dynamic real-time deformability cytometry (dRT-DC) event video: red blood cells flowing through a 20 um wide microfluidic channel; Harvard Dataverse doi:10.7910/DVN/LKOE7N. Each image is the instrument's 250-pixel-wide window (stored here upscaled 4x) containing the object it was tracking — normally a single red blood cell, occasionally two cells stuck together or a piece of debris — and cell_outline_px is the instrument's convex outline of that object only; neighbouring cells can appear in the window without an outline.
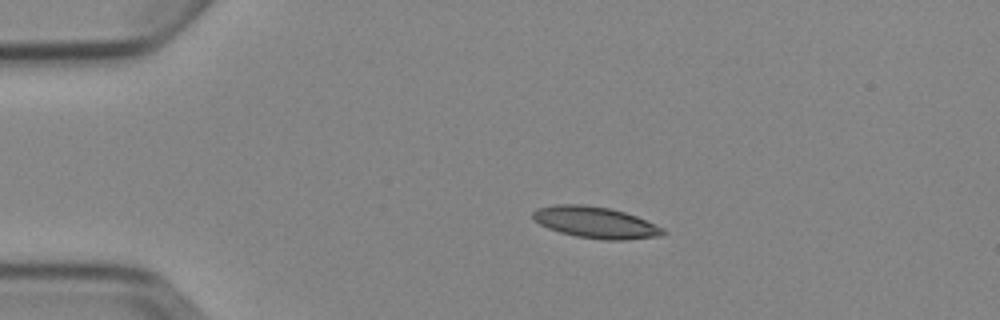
{"species": "Egyptian fruit bat (a non-hibernating species)", "species_latin": "Rousettus aegyptiacus", "temperature_condition": "cold", "stored_images_in_passage": 5, "camera_frame_rate_fps": 3000, "um_per_image_px": 0.085, "animal": {"sex": "female"}, "frame": {"image": 1, "passage_image": 2, "time_ms": 2.0, "image_size_px": [1000, 320], "cell_outline_px": [[668, 232], [660, 236], [624, 240], [604, 240], [576, 236], [560, 232], [548, 228], [540, 224], [532, 216], [532, 212], [536, 208], [556, 204], [584, 204], [612, 208], [636, 216], [664, 228]], "centroid_in_image_um": [50.63, 18.9], "position_along_channel_um": 34.4, "area_um2": 23.93}}
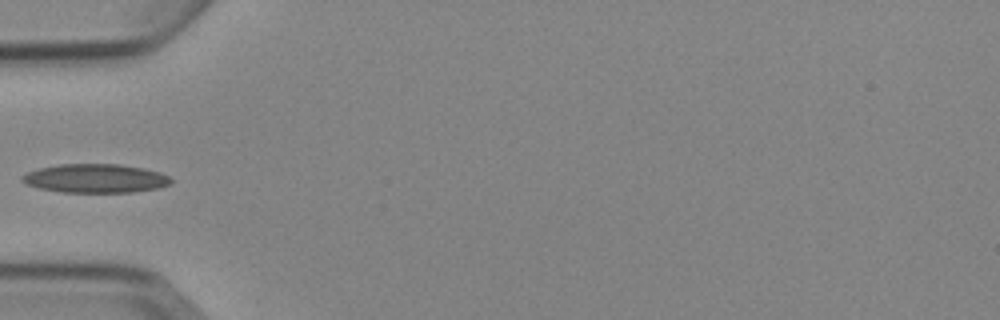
{"frame": {"image": 2, "passage_image": 4, "time_ms": 4.333, "image_size_px": [1000, 320], "cell_outline_px": [[172, 180], [168, 184], [160, 188], [132, 192], [64, 192], [40, 188], [28, 184], [20, 180], [20, 176], [28, 172], [40, 168], [60, 164], [120, 164], [144, 168], [160, 172], [168, 176]], "centroid_in_image_um": [8.12, 15.16], "position_along_channel_um": 76.9, "area_um2": 24.85}}
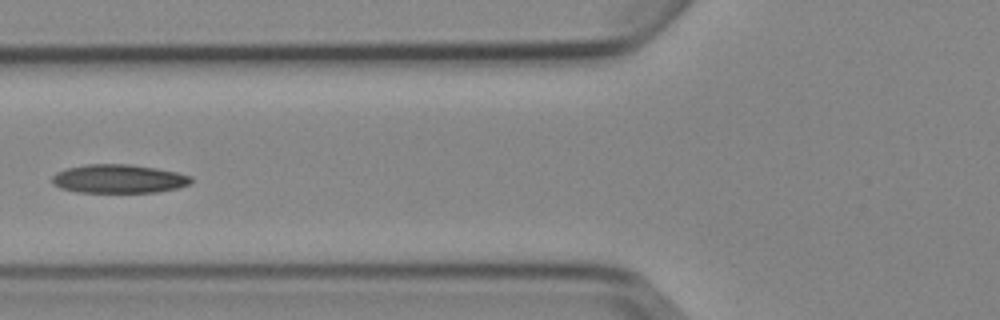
{"frame": {"image": 3, "passage_image": 5, "time_ms": 5.333, "image_size_px": [1000, 320], "cell_outline_px": [[192, 184], [176, 188], [156, 192], [76, 192], [60, 188], [52, 184], [52, 176], [56, 172], [68, 168], [88, 164], [132, 164], [156, 168], [176, 172], [192, 176]], "centroid_in_image_um": [10.09, 15.2], "position_along_channel_um": 115.7, "area_um2": 23.29}}